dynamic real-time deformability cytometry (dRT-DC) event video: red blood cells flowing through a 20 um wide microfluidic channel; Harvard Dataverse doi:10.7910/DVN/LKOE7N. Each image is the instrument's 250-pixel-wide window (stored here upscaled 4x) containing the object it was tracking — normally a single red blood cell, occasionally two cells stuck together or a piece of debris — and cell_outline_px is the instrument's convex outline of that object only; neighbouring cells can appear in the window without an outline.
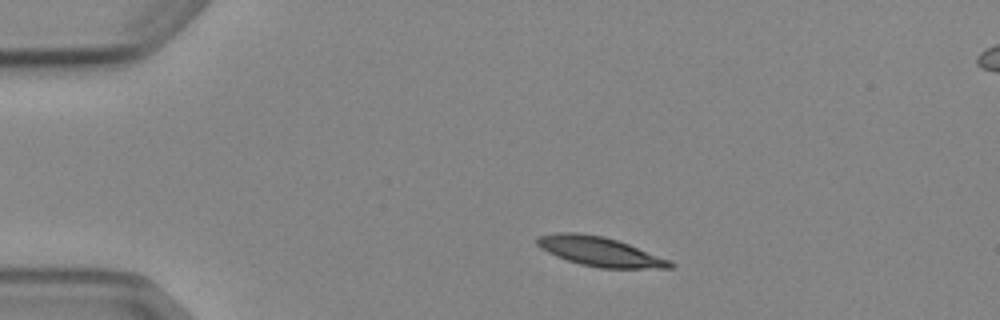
{"species": "Egyptian fruit bat (a non-hibernating species)", "species_latin": "Rousettus aegyptiacus", "temperature_condition": "cold", "stored_images_in_passage": 4, "camera_frame_rate_fps": 3000, "um_per_image_px": 0.085, "animal": {"sex": "female"}, "frame": {"image": 1, "passage_image": 1, "time_ms": 0.0, "image_size_px": [1000, 320], "cell_outline_px": [[672, 268], [600, 268], [580, 264], [556, 256], [540, 248], [536, 244], [536, 236], [556, 232], [576, 232], [604, 236], [628, 244], [668, 260], [672, 264]], "centroid_in_image_um": [50.88, 21.36], "position_along_channel_um": 34.1, "area_um2": 22.48}}
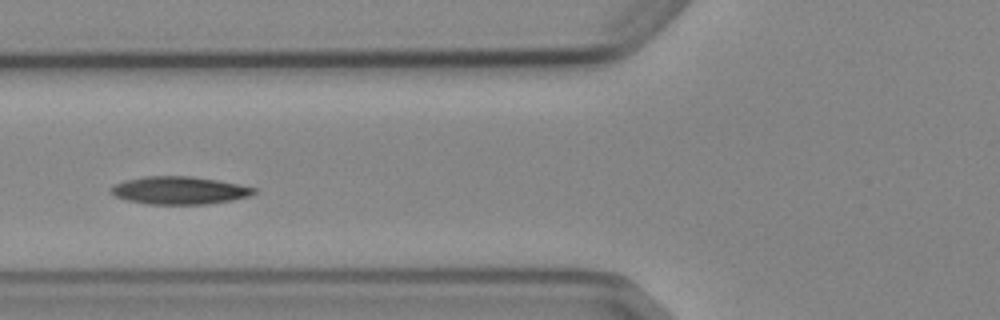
{"frame": {"image": 2, "passage_image": 4, "time_ms": 3.333, "image_size_px": [1000, 320], "cell_outline_px": [[256, 192], [248, 196], [232, 200], [204, 204], [148, 204], [128, 200], [116, 196], [108, 188], [124, 180], [144, 176], [192, 176], [240, 184], [256, 188]], "centroid_in_image_um": [15.24, 16.17], "position_along_channel_um": 110.6, "area_um2": 23.0}}